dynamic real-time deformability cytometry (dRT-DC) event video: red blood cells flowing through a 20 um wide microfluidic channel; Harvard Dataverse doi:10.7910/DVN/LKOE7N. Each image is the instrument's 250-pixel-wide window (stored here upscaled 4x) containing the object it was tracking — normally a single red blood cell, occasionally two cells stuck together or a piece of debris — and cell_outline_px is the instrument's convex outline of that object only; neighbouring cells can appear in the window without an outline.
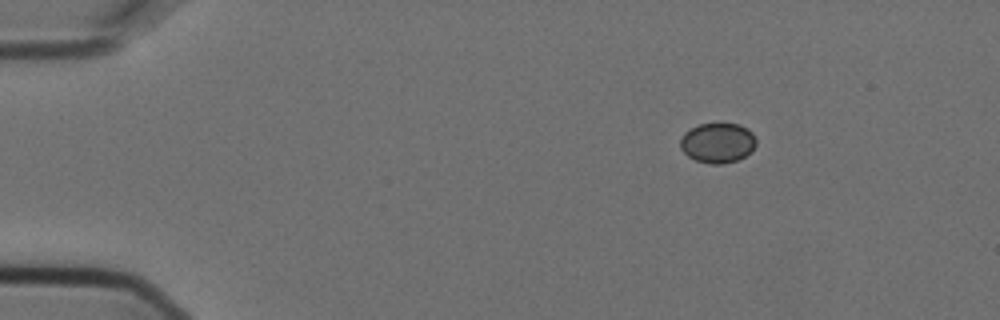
{"species": "Egyptian fruit bat (a non-hibernating species)", "species_latin": "Rousettus aegyptiacus", "temperature_condition": "cold", "stored_images_in_passage": 6, "camera_frame_rate_fps": 3000, "um_per_image_px": 0.085, "animal": {"sex": "female"}, "frame": {"image": 1, "passage_image": 6, "time_ms": 1.667, "image_size_px": [1000, 320], "cell_outline_px": [[756, 144], [752, 152], [736, 160], [724, 164], [712, 164], [696, 160], [688, 156], [680, 148], [680, 140], [684, 132], [700, 124], [740, 124], [748, 128], [752, 132], [756, 140]], "centroid_in_image_um": [61.02, 12.14], "position_along_channel_um": 24.0, "area_um2": 17.69}}